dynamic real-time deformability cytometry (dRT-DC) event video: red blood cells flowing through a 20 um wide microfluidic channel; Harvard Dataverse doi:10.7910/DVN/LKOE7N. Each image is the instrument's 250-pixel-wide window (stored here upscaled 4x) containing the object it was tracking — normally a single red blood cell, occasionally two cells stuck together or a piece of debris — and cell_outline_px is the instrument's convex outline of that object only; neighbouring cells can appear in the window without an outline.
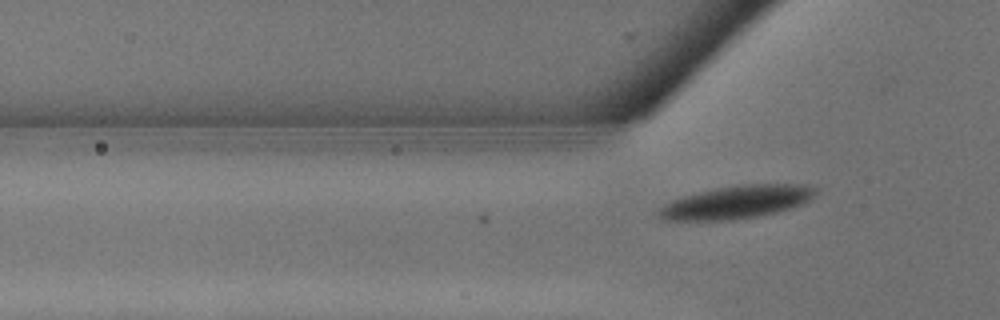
{"species": "common noctule bat (a hibernating species)", "species_latin": "Nyctalus noctula", "temperature_condition": "warm", "stored_images_in_passage": 10, "camera_frame_rate_fps": 3000, "um_per_image_px": 0.085, "animal": {"sex": "male", "body_mass_g": 13.3}, "frame": {"image": 1, "passage_image": 10, "time_ms": 3.0, "image_size_px": [1000, 320], "cell_outline_px": [[816, 192], [804, 204], [776, 212], [756, 216], [732, 220], [664, 220], [656, 216], [656, 212], [664, 204], [672, 200], [684, 196], [700, 192], [720, 188], [748, 184], [812, 184], [816, 188]], "centroid_in_image_um": [62.62, 17.18], "position_along_channel_um": 63.2, "area_um2": 29.82}}